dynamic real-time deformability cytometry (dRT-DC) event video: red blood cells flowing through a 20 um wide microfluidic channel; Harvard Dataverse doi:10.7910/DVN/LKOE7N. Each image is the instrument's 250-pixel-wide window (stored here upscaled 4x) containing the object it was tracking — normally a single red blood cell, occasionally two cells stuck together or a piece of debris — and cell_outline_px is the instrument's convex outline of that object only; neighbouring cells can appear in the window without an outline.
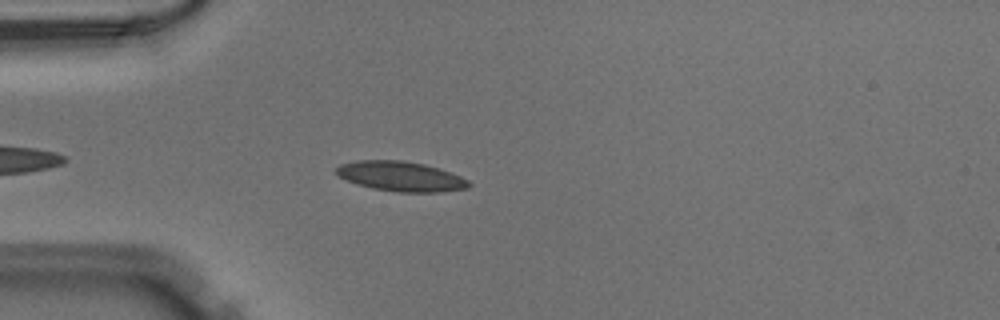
{"species": "Egyptian fruit bat (a non-hibernating species)", "species_latin": "Rousettus aegyptiacus", "temperature_condition": "warm", "stored_images_in_passage": 28, "camera_frame_rate_fps": 3000, "um_per_image_px": 0.085, "animal": {"sex": "male"}, "frame": {"image": 1, "passage_image": 5, "time_ms": 1.333, "image_size_px": [1000, 320], "cell_outline_px": [[472, 184], [468, 188], [440, 192], [396, 192], [372, 188], [348, 180], [340, 176], [336, 172], [336, 168], [340, 164], [356, 160], [404, 160], [424, 164], [440, 168], [460, 176], [468, 180]], "centroid_in_image_um": [34.11, 14.98], "position_along_channel_um": 50.9, "area_um2": 23.0}}
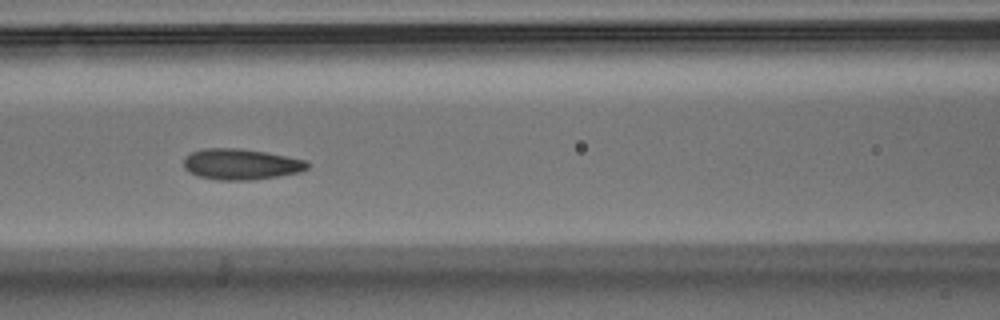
{"frame": {"image": 2, "passage_image": 13, "time_ms": 4.0, "image_size_px": [1000, 320], "cell_outline_px": [[308, 168], [300, 172], [252, 180], [216, 180], [196, 176], [188, 172], [184, 168], [184, 156], [192, 152], [204, 148], [240, 148], [288, 156], [304, 160], [308, 164]], "centroid_in_image_um": [20.42, 13.96], "position_along_channel_um": 146.2, "area_um2": 22.31}}
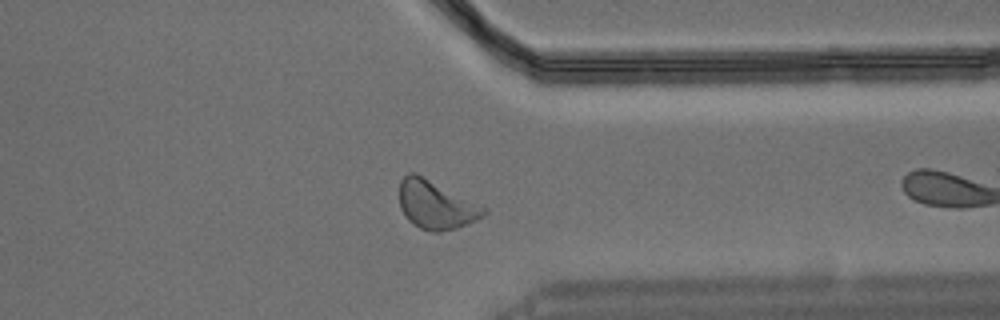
{"frame": {"image": 3, "passage_image": 27, "time_ms": 8.667, "image_size_px": [1000, 320], "cell_outline_px": [[488, 212], [484, 216], [468, 224], [456, 228], [440, 232], [432, 232], [420, 228], [412, 224], [404, 216], [400, 208], [400, 180], [408, 172], [416, 172], [488, 208]], "centroid_in_image_um": [37.06, 17.41], "position_along_channel_um": 374.3, "area_um2": 24.1}}